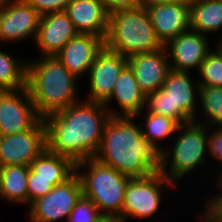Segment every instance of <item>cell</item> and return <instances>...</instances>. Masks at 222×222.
<instances>
[{"instance_id": "18", "label": "cell", "mask_w": 222, "mask_h": 222, "mask_svg": "<svg viewBox=\"0 0 222 222\" xmlns=\"http://www.w3.org/2000/svg\"><path fill=\"white\" fill-rule=\"evenodd\" d=\"M104 40L93 34L78 33L55 56L79 80L88 75Z\"/></svg>"}, {"instance_id": "9", "label": "cell", "mask_w": 222, "mask_h": 222, "mask_svg": "<svg viewBox=\"0 0 222 222\" xmlns=\"http://www.w3.org/2000/svg\"><path fill=\"white\" fill-rule=\"evenodd\" d=\"M83 195L80 179L74 173L64 183L54 186L45 196L28 207V222L66 221L77 201Z\"/></svg>"}, {"instance_id": "17", "label": "cell", "mask_w": 222, "mask_h": 222, "mask_svg": "<svg viewBox=\"0 0 222 222\" xmlns=\"http://www.w3.org/2000/svg\"><path fill=\"white\" fill-rule=\"evenodd\" d=\"M78 32L65 11L49 13L41 16L36 47L40 56H55Z\"/></svg>"}, {"instance_id": "35", "label": "cell", "mask_w": 222, "mask_h": 222, "mask_svg": "<svg viewBox=\"0 0 222 222\" xmlns=\"http://www.w3.org/2000/svg\"><path fill=\"white\" fill-rule=\"evenodd\" d=\"M97 222H124L117 216H102Z\"/></svg>"}, {"instance_id": "29", "label": "cell", "mask_w": 222, "mask_h": 222, "mask_svg": "<svg viewBox=\"0 0 222 222\" xmlns=\"http://www.w3.org/2000/svg\"><path fill=\"white\" fill-rule=\"evenodd\" d=\"M68 179H43L34 178V172L29 169L28 176V207L36 199L48 194L56 185L64 183Z\"/></svg>"}, {"instance_id": "33", "label": "cell", "mask_w": 222, "mask_h": 222, "mask_svg": "<svg viewBox=\"0 0 222 222\" xmlns=\"http://www.w3.org/2000/svg\"><path fill=\"white\" fill-rule=\"evenodd\" d=\"M109 14L117 10L131 9L140 6L139 0H101Z\"/></svg>"}, {"instance_id": "3", "label": "cell", "mask_w": 222, "mask_h": 222, "mask_svg": "<svg viewBox=\"0 0 222 222\" xmlns=\"http://www.w3.org/2000/svg\"><path fill=\"white\" fill-rule=\"evenodd\" d=\"M40 57L28 59L27 89L36 112L44 118L82 98L78 78L56 56Z\"/></svg>"}, {"instance_id": "24", "label": "cell", "mask_w": 222, "mask_h": 222, "mask_svg": "<svg viewBox=\"0 0 222 222\" xmlns=\"http://www.w3.org/2000/svg\"><path fill=\"white\" fill-rule=\"evenodd\" d=\"M34 178L69 179L75 173V164L66 157L52 153L47 148L29 165Z\"/></svg>"}, {"instance_id": "31", "label": "cell", "mask_w": 222, "mask_h": 222, "mask_svg": "<svg viewBox=\"0 0 222 222\" xmlns=\"http://www.w3.org/2000/svg\"><path fill=\"white\" fill-rule=\"evenodd\" d=\"M208 156L219 165L216 167L219 170L215 174L217 175L222 171V127L208 126Z\"/></svg>"}, {"instance_id": "13", "label": "cell", "mask_w": 222, "mask_h": 222, "mask_svg": "<svg viewBox=\"0 0 222 222\" xmlns=\"http://www.w3.org/2000/svg\"><path fill=\"white\" fill-rule=\"evenodd\" d=\"M40 119L27 87L4 90L0 95V135L29 130Z\"/></svg>"}, {"instance_id": "39", "label": "cell", "mask_w": 222, "mask_h": 222, "mask_svg": "<svg viewBox=\"0 0 222 222\" xmlns=\"http://www.w3.org/2000/svg\"><path fill=\"white\" fill-rule=\"evenodd\" d=\"M218 44L222 47V40L220 42H218Z\"/></svg>"}, {"instance_id": "21", "label": "cell", "mask_w": 222, "mask_h": 222, "mask_svg": "<svg viewBox=\"0 0 222 222\" xmlns=\"http://www.w3.org/2000/svg\"><path fill=\"white\" fill-rule=\"evenodd\" d=\"M190 29L222 40V0H199L190 3ZM218 32L219 35L216 33ZM216 34V35H215Z\"/></svg>"}, {"instance_id": "22", "label": "cell", "mask_w": 222, "mask_h": 222, "mask_svg": "<svg viewBox=\"0 0 222 222\" xmlns=\"http://www.w3.org/2000/svg\"><path fill=\"white\" fill-rule=\"evenodd\" d=\"M29 166L8 165L0 167V200L11 205L28 207Z\"/></svg>"}, {"instance_id": "6", "label": "cell", "mask_w": 222, "mask_h": 222, "mask_svg": "<svg viewBox=\"0 0 222 222\" xmlns=\"http://www.w3.org/2000/svg\"><path fill=\"white\" fill-rule=\"evenodd\" d=\"M75 173L80 179L83 195L92 201L103 216H120L126 186L131 179L129 176L95 158L75 164Z\"/></svg>"}, {"instance_id": "7", "label": "cell", "mask_w": 222, "mask_h": 222, "mask_svg": "<svg viewBox=\"0 0 222 222\" xmlns=\"http://www.w3.org/2000/svg\"><path fill=\"white\" fill-rule=\"evenodd\" d=\"M199 83L191 72L170 70L163 86L146 96L145 109L180 125L194 121L199 109Z\"/></svg>"}, {"instance_id": "12", "label": "cell", "mask_w": 222, "mask_h": 222, "mask_svg": "<svg viewBox=\"0 0 222 222\" xmlns=\"http://www.w3.org/2000/svg\"><path fill=\"white\" fill-rule=\"evenodd\" d=\"M128 64V58L108 49L105 45L97 53L89 69L87 79L88 96L83 99L105 103L111 96L121 71Z\"/></svg>"}, {"instance_id": "20", "label": "cell", "mask_w": 222, "mask_h": 222, "mask_svg": "<svg viewBox=\"0 0 222 222\" xmlns=\"http://www.w3.org/2000/svg\"><path fill=\"white\" fill-rule=\"evenodd\" d=\"M65 12L78 33L93 34L105 41L109 13L101 0H72Z\"/></svg>"}, {"instance_id": "4", "label": "cell", "mask_w": 222, "mask_h": 222, "mask_svg": "<svg viewBox=\"0 0 222 222\" xmlns=\"http://www.w3.org/2000/svg\"><path fill=\"white\" fill-rule=\"evenodd\" d=\"M209 158L208 126L190 121L179 125L173 140L162 151V166L159 171L179 186L180 181H185L183 177L194 173L196 178V170L203 167L200 172L204 173L203 169L213 163Z\"/></svg>"}, {"instance_id": "38", "label": "cell", "mask_w": 222, "mask_h": 222, "mask_svg": "<svg viewBox=\"0 0 222 222\" xmlns=\"http://www.w3.org/2000/svg\"><path fill=\"white\" fill-rule=\"evenodd\" d=\"M3 91H4V90L0 87V95L3 93Z\"/></svg>"}, {"instance_id": "14", "label": "cell", "mask_w": 222, "mask_h": 222, "mask_svg": "<svg viewBox=\"0 0 222 222\" xmlns=\"http://www.w3.org/2000/svg\"><path fill=\"white\" fill-rule=\"evenodd\" d=\"M210 37L189 29L169 41L164 47L168 54L170 69L175 71H197L212 50ZM210 48V49H209Z\"/></svg>"}, {"instance_id": "34", "label": "cell", "mask_w": 222, "mask_h": 222, "mask_svg": "<svg viewBox=\"0 0 222 222\" xmlns=\"http://www.w3.org/2000/svg\"><path fill=\"white\" fill-rule=\"evenodd\" d=\"M178 1H184V0H139L140 6L143 7H149L157 4H166V3H173Z\"/></svg>"}, {"instance_id": "25", "label": "cell", "mask_w": 222, "mask_h": 222, "mask_svg": "<svg viewBox=\"0 0 222 222\" xmlns=\"http://www.w3.org/2000/svg\"><path fill=\"white\" fill-rule=\"evenodd\" d=\"M28 59L17 58L0 48V87L3 90H18L27 87Z\"/></svg>"}, {"instance_id": "28", "label": "cell", "mask_w": 222, "mask_h": 222, "mask_svg": "<svg viewBox=\"0 0 222 222\" xmlns=\"http://www.w3.org/2000/svg\"><path fill=\"white\" fill-rule=\"evenodd\" d=\"M103 215L92 201L82 195L69 215L68 222H97Z\"/></svg>"}, {"instance_id": "10", "label": "cell", "mask_w": 222, "mask_h": 222, "mask_svg": "<svg viewBox=\"0 0 222 222\" xmlns=\"http://www.w3.org/2000/svg\"><path fill=\"white\" fill-rule=\"evenodd\" d=\"M40 18L25 0L0 1V44L16 45L28 38L35 42Z\"/></svg>"}, {"instance_id": "37", "label": "cell", "mask_w": 222, "mask_h": 222, "mask_svg": "<svg viewBox=\"0 0 222 222\" xmlns=\"http://www.w3.org/2000/svg\"><path fill=\"white\" fill-rule=\"evenodd\" d=\"M187 1L188 3L194 2V1H199V0H184Z\"/></svg>"}, {"instance_id": "2", "label": "cell", "mask_w": 222, "mask_h": 222, "mask_svg": "<svg viewBox=\"0 0 222 222\" xmlns=\"http://www.w3.org/2000/svg\"><path fill=\"white\" fill-rule=\"evenodd\" d=\"M138 120L135 116H111L94 156L130 178L150 176L162 166V151L143 137Z\"/></svg>"}, {"instance_id": "30", "label": "cell", "mask_w": 222, "mask_h": 222, "mask_svg": "<svg viewBox=\"0 0 222 222\" xmlns=\"http://www.w3.org/2000/svg\"><path fill=\"white\" fill-rule=\"evenodd\" d=\"M214 183L216 184L215 187L221 191L218 192L219 194L213 192L214 194L210 195L209 199H205L206 205H203L205 208L200 212L202 215H196L199 216L197 219H200V222H222V186L217 181Z\"/></svg>"}, {"instance_id": "16", "label": "cell", "mask_w": 222, "mask_h": 222, "mask_svg": "<svg viewBox=\"0 0 222 222\" xmlns=\"http://www.w3.org/2000/svg\"><path fill=\"white\" fill-rule=\"evenodd\" d=\"M160 42L165 46L190 29V3L178 1L146 7Z\"/></svg>"}, {"instance_id": "15", "label": "cell", "mask_w": 222, "mask_h": 222, "mask_svg": "<svg viewBox=\"0 0 222 222\" xmlns=\"http://www.w3.org/2000/svg\"><path fill=\"white\" fill-rule=\"evenodd\" d=\"M128 65L136 76L140 90L146 96L163 86L167 74L171 70L165 47L129 56Z\"/></svg>"}, {"instance_id": "11", "label": "cell", "mask_w": 222, "mask_h": 222, "mask_svg": "<svg viewBox=\"0 0 222 222\" xmlns=\"http://www.w3.org/2000/svg\"><path fill=\"white\" fill-rule=\"evenodd\" d=\"M46 148V127L41 118L29 130L11 135H0V167L29 166Z\"/></svg>"}, {"instance_id": "19", "label": "cell", "mask_w": 222, "mask_h": 222, "mask_svg": "<svg viewBox=\"0 0 222 222\" xmlns=\"http://www.w3.org/2000/svg\"><path fill=\"white\" fill-rule=\"evenodd\" d=\"M111 101L117 103L118 109L110 108ZM104 106L110 116H135L145 109L146 95L140 90L136 76L128 64L121 71L113 92Z\"/></svg>"}, {"instance_id": "23", "label": "cell", "mask_w": 222, "mask_h": 222, "mask_svg": "<svg viewBox=\"0 0 222 222\" xmlns=\"http://www.w3.org/2000/svg\"><path fill=\"white\" fill-rule=\"evenodd\" d=\"M143 111L135 115L137 119L142 116V118H140L142 122L140 121L139 123L142 135L163 151L165 147L162 146V142L164 145L168 143V146L173 140L172 137L176 135V131L180 124L176 120L165 115L152 114L146 109ZM165 140L167 143H165Z\"/></svg>"}, {"instance_id": "1", "label": "cell", "mask_w": 222, "mask_h": 222, "mask_svg": "<svg viewBox=\"0 0 222 222\" xmlns=\"http://www.w3.org/2000/svg\"><path fill=\"white\" fill-rule=\"evenodd\" d=\"M110 113L104 103L81 99L43 118L47 149L74 164L97 153Z\"/></svg>"}, {"instance_id": "8", "label": "cell", "mask_w": 222, "mask_h": 222, "mask_svg": "<svg viewBox=\"0 0 222 222\" xmlns=\"http://www.w3.org/2000/svg\"><path fill=\"white\" fill-rule=\"evenodd\" d=\"M176 187L180 189L160 171L143 178H131L126 186L123 208L119 217L124 222H127L128 218L133 220L152 218L162 206L164 207L162 199H168L164 195H167L170 190L178 192Z\"/></svg>"}, {"instance_id": "36", "label": "cell", "mask_w": 222, "mask_h": 222, "mask_svg": "<svg viewBox=\"0 0 222 222\" xmlns=\"http://www.w3.org/2000/svg\"><path fill=\"white\" fill-rule=\"evenodd\" d=\"M217 177V179H214V180H216L221 186H222V171H220L219 173H218V175H216ZM219 177V178H218Z\"/></svg>"}, {"instance_id": "27", "label": "cell", "mask_w": 222, "mask_h": 222, "mask_svg": "<svg viewBox=\"0 0 222 222\" xmlns=\"http://www.w3.org/2000/svg\"><path fill=\"white\" fill-rule=\"evenodd\" d=\"M211 46L212 50L197 71L198 83L199 86L222 87V47L216 42Z\"/></svg>"}, {"instance_id": "32", "label": "cell", "mask_w": 222, "mask_h": 222, "mask_svg": "<svg viewBox=\"0 0 222 222\" xmlns=\"http://www.w3.org/2000/svg\"><path fill=\"white\" fill-rule=\"evenodd\" d=\"M41 16L49 13L65 11L72 0H25Z\"/></svg>"}, {"instance_id": "5", "label": "cell", "mask_w": 222, "mask_h": 222, "mask_svg": "<svg viewBox=\"0 0 222 222\" xmlns=\"http://www.w3.org/2000/svg\"><path fill=\"white\" fill-rule=\"evenodd\" d=\"M105 46L125 57L160 50L164 45L157 37L147 9L138 6L109 14Z\"/></svg>"}, {"instance_id": "26", "label": "cell", "mask_w": 222, "mask_h": 222, "mask_svg": "<svg viewBox=\"0 0 222 222\" xmlns=\"http://www.w3.org/2000/svg\"><path fill=\"white\" fill-rule=\"evenodd\" d=\"M199 109L194 121L206 126L222 127V87L200 86Z\"/></svg>"}]
</instances>
